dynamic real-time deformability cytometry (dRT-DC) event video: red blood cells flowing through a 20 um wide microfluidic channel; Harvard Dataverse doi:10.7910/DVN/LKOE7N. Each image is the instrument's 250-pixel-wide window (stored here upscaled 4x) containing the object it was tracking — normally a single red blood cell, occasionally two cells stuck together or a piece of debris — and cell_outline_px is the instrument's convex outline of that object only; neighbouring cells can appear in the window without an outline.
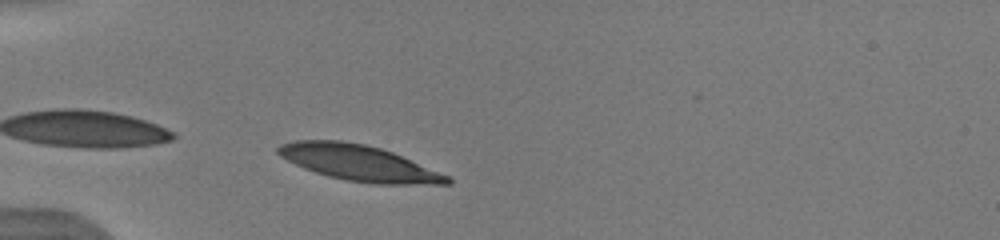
{"species": "human", "species_latin": "Homo sapiens", "temperature_condition": "warm", "stored_images_in_passage": 8, "camera_frame_rate_fps": 3000, "um_per_image_px": 0.085, "donor": {"sex": "male"}, "frame": {"image": 1, "passage_image": 1, "time_ms": 0.0, "image_size_px": [1000, 240], "cell_outline_px": [[452, 184], [372, 184], [348, 180], [328, 176], [304, 168], [280, 156], [276, 152], [276, 148], [280, 144], [296, 140], [340, 140], [364, 144], [380, 148], [392, 152], [448, 176], [452, 180]], "centroid_in_image_um": [30.47, 13.84], "position_along_channel_um": 54.5, "area_um2": 34.85}}